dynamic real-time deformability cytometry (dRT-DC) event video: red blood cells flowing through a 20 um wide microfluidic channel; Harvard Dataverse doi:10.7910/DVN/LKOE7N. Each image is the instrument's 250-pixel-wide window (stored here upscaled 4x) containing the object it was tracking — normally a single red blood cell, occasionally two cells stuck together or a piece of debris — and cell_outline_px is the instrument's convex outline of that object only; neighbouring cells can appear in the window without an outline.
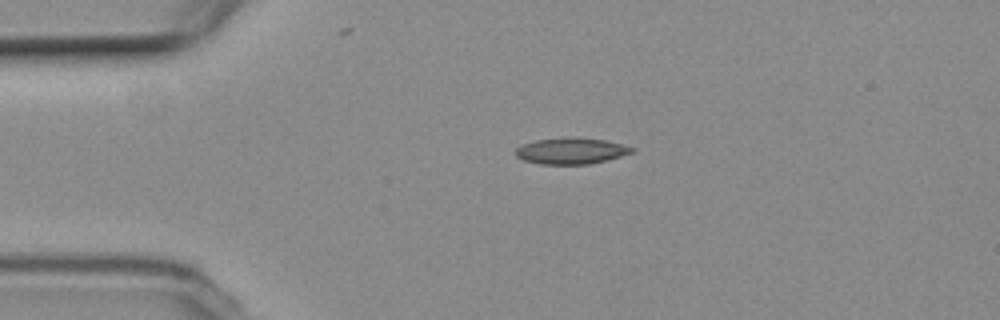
{"species": "common noctule bat (a hibernating species)", "species_latin": "Nyctalus noctula", "temperature_condition": "room temperature", "stored_images_in_passage": 2, "camera_frame_rate_fps": 3000, "um_per_image_px": 0.085, "animal": {"sex": "female", "body_mass_g": 19.3, "forearm_length_mm": 54.1}, "frame": {"image": 1, "passage_image": 1, "time_ms": 0.0, "image_size_px": [1000, 320], "cell_outline_px": [[636, 152], [588, 164], [540, 164], [524, 160], [516, 156], [512, 152], [520, 144], [536, 140], [564, 136], [572, 136], [604, 140], [636, 148]], "centroid_in_image_um": [48.49, 12.81], "position_along_channel_um": 36.5, "area_um2": 18.03}}